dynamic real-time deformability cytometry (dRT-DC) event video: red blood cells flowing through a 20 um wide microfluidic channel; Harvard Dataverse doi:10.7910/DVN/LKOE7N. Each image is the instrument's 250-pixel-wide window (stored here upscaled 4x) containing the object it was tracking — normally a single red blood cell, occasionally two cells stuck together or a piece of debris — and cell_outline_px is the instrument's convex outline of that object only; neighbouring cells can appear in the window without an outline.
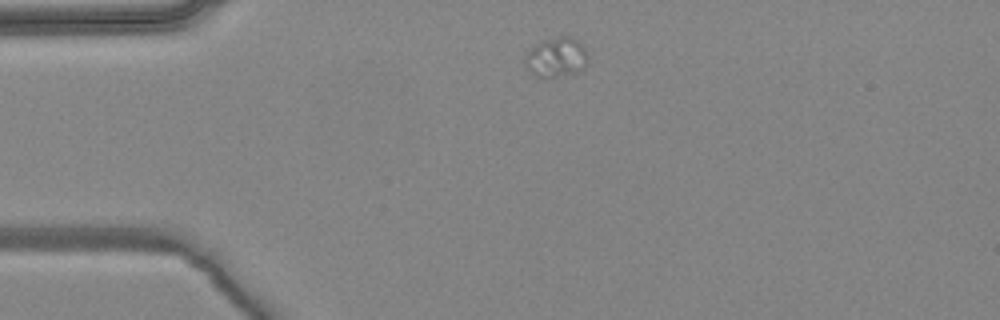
{"species": "common noctule bat (a hibernating species)", "species_latin": "Nyctalus noctula", "temperature_condition": "warm", "stored_images_in_passage": 2, "camera_frame_rate_fps": 3000, "um_per_image_px": 0.085, "animal": {"sex": "female", "body_mass_g": 24.6, "forearm_length_mm": 56.2}, "frame": {"image": 1, "passage_image": 1, "time_ms": 0.0, "image_size_px": [1000, 320], "cell_outline_px": [[588, 60], [584, 68], [576, 72], [552, 76], [536, 76], [524, 64], [524, 52], [528, 48], [544, 40], [560, 36], [572, 36], [580, 40], [584, 44], [588, 56]], "centroid_in_image_um": [47.29, 4.81], "position_along_channel_um": 37.7, "area_um2": 14.68}}